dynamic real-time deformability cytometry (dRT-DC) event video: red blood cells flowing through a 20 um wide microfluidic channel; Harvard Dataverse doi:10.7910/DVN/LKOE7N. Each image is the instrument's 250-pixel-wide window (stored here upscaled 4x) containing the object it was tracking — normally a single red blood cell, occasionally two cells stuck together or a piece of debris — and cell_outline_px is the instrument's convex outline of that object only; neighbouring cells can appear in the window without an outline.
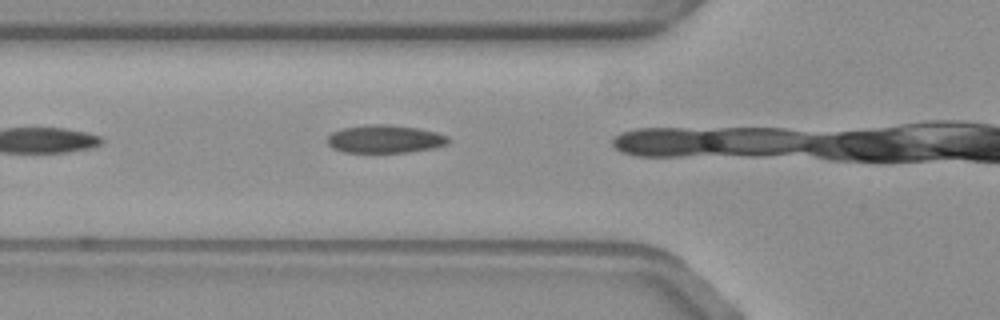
{"species": "common noctule bat (a hibernating species)", "species_latin": "Nyctalus noctula", "temperature_condition": "warm", "stored_images_in_passage": 4, "camera_frame_rate_fps": 3000, "um_per_image_px": 0.085, "animal": {"sex": "female", "body_mass_g": 19.3, "forearm_length_mm": 54.1}, "frame": {"image": 1, "passage_image": 3, "time_ms": 0.667, "image_size_px": [1000, 320], "cell_outline_px": [[448, 144], [432, 148], [408, 152], [344, 152], [332, 148], [328, 144], [328, 136], [332, 132], [340, 128], [368, 124], [388, 124], [416, 128], [436, 132], [448, 136]], "centroid_in_image_um": [32.69, 11.81], "position_along_channel_um": 93.1, "area_um2": 19.71}}